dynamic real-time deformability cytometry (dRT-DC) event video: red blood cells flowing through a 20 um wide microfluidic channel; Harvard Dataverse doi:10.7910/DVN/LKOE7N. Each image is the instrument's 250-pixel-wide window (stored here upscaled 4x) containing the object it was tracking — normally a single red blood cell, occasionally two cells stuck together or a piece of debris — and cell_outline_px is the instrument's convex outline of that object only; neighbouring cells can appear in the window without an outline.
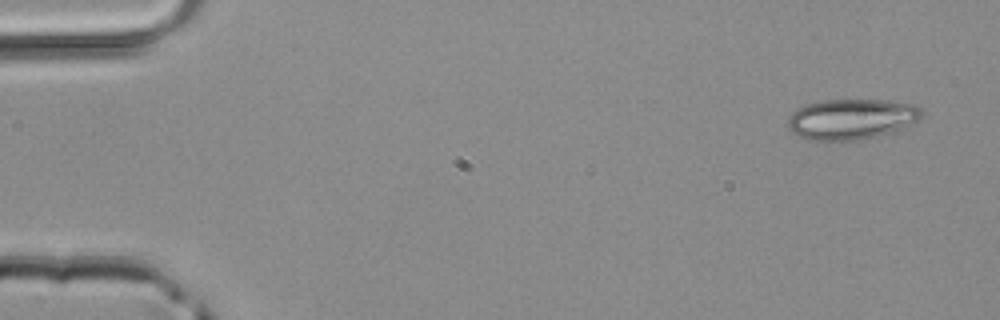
{"species": "common noctule bat (a hibernating species)", "species_latin": "Nyctalus noctula", "temperature_condition": "room temperature", "stored_images_in_passage": 5, "camera_frame_rate_fps": 3000, "um_per_image_px": 0.085, "animal": {"sex": "male", "body_mass_g": 20.4}, "frame": {"image": 1, "passage_image": 1, "time_ms": 0.0, "image_size_px": [1000, 320], "cell_outline_px": [[924, 112], [904, 132], [856, 140], [808, 140], [796, 136], [788, 128], [788, 116], [796, 108], [820, 100], [884, 100], [912, 104], [924, 108]], "centroid_in_image_um": [72.42, 10.14], "position_along_channel_um": 12.6, "area_um2": 32.37}}
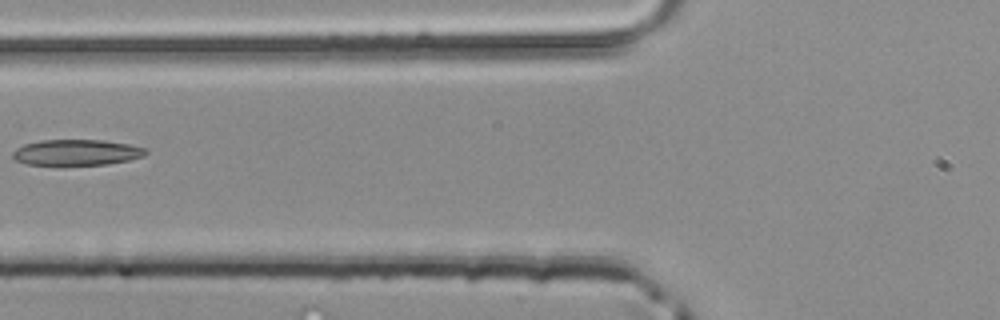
{"frame": {"image": 2, "passage_image": 5, "time_ms": 1.333, "image_size_px": [1000, 320], "cell_outline_px": [[148, 152], [144, 156], [128, 160], [108, 164], [28, 164], [16, 160], [12, 156], [12, 152], [16, 148], [24, 144], [40, 140], [100, 140], [128, 144], [144, 148]], "centroid_in_image_um": [6.49, 12.94], "position_along_channel_um": 119.3, "area_um2": 19.71}}